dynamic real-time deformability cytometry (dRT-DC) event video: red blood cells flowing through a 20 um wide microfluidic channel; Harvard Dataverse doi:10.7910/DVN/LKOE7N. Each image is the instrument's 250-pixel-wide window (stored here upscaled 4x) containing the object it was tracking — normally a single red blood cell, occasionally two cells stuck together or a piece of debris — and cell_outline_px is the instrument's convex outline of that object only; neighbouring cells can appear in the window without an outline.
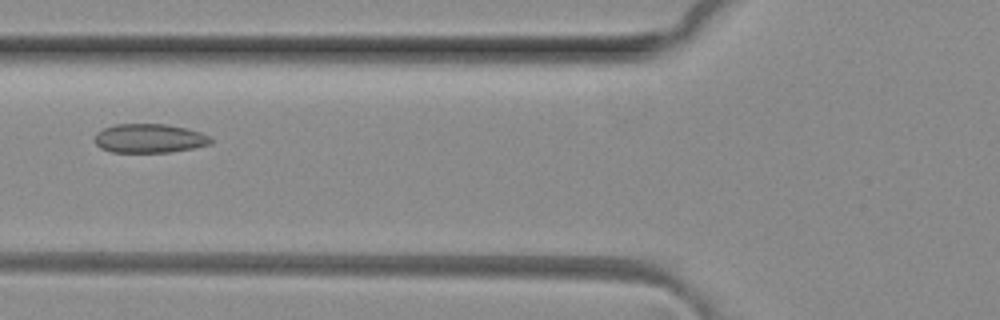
{"species": "common noctule bat (a hibernating species)", "species_latin": "Nyctalus noctula", "temperature_condition": "room temperature", "stored_images_in_passage": 5, "camera_frame_rate_fps": 3000, "um_per_image_px": 0.085, "animal": {"sex": "female", "body_mass_g": 29.2, "forearm_length_mm": 56.3}, "frame": {"image": 1, "passage_image": 4, "time_ms": 1.0, "image_size_px": [1000, 320], "cell_outline_px": [[212, 144], [192, 148], [168, 152], [112, 152], [100, 148], [96, 144], [96, 132], [104, 128], [116, 124], [168, 124], [200, 132], [208, 136], [212, 140]], "centroid_in_image_um": [12.69, 11.76], "position_along_channel_um": 113.1, "area_um2": 19.48}}
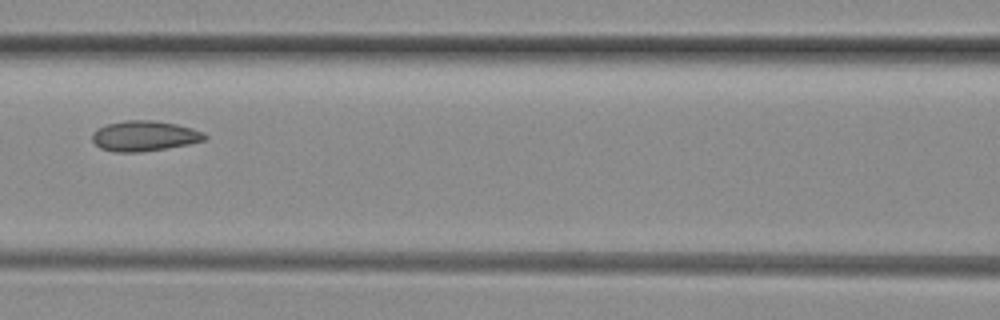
{"frame": {"image": 2, "passage_image": 5, "time_ms": 1.333, "image_size_px": [1000, 320], "cell_outline_px": [[208, 136], [204, 140], [188, 144], [140, 152], [112, 152], [100, 148], [92, 140], [92, 132], [96, 128], [108, 124], [124, 120], [152, 120], [176, 124], [192, 128], [204, 132]], "centroid_in_image_um": [12.24, 11.55], "position_along_channel_um": 154.4, "area_um2": 19.88}}